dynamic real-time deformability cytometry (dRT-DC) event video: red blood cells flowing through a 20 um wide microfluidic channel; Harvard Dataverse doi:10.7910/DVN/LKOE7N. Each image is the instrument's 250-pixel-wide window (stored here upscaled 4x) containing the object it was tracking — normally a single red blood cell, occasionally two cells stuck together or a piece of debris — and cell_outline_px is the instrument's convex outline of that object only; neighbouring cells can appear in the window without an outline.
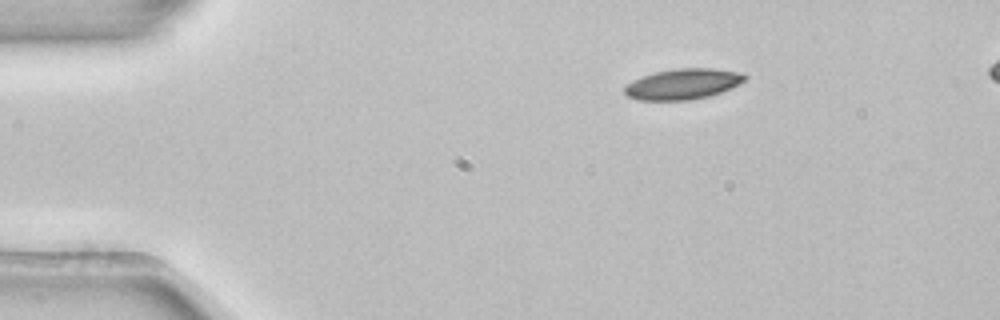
{"species": "common noctule bat (a hibernating species)", "species_latin": "Nyctalus noctula", "temperature_condition": "room temperature", "stored_images_in_passage": 4, "camera_frame_rate_fps": 3000, "um_per_image_px": 0.085, "animal": {"sex": "female", "body_mass_g": 22.7, "forearm_length_mm": 54.2}, "frame": {"image": 1, "passage_image": 1, "time_ms": 0.0, "image_size_px": [1000, 320], "cell_outline_px": [[748, 80], [732, 88], [708, 96], [692, 100], [640, 100], [628, 96], [624, 92], [624, 88], [628, 84], [644, 76], [656, 72], [676, 68], [712, 68], [740, 72], [748, 76]], "centroid_in_image_um": [58.13, 7.14], "position_along_channel_um": 26.9, "area_um2": 21.39}}